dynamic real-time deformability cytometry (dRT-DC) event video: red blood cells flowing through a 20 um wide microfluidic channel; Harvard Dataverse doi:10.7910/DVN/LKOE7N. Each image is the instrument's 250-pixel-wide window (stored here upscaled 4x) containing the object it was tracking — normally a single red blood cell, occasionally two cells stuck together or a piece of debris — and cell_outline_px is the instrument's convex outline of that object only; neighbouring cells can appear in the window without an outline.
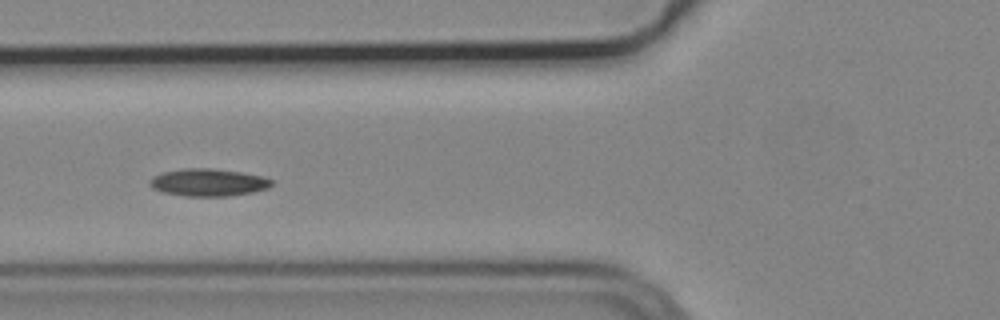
{"species": "common noctule bat (a hibernating species)", "species_latin": "Nyctalus noctula", "temperature_condition": "cold", "stored_images_in_passage": 8, "camera_frame_rate_fps": 3000, "um_per_image_px": 0.085, "animal": {"sex": "male", "body_mass_g": 19.2, "forearm_length_mm": 51.8}, "frame": {"image": 1, "passage_image": 6, "time_ms": 1.667, "image_size_px": [1000, 320], "cell_outline_px": [[272, 184], [268, 188], [252, 192], [228, 196], [184, 196], [164, 192], [152, 188], [148, 184], [148, 180], [152, 176], [160, 172], [184, 168], [212, 168], [240, 172], [264, 176], [272, 180]], "centroid_in_image_um": [17.66, 15.5], "position_along_channel_um": 108.1, "area_um2": 19.65}}
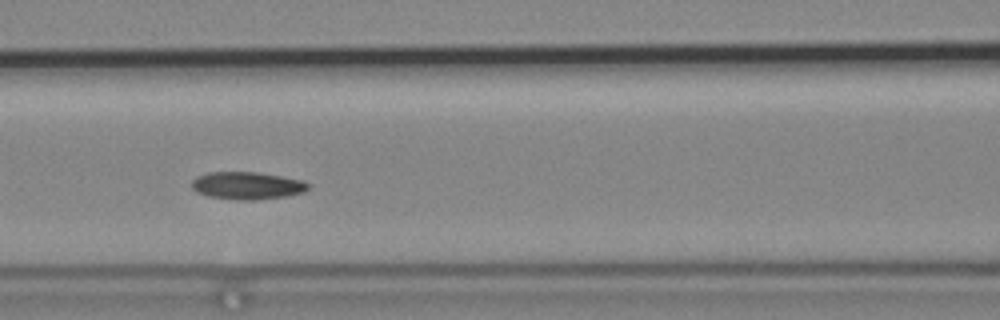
{"frame": {"image": 2, "passage_image": 7, "time_ms": 2.0, "image_size_px": [1000, 320], "cell_outline_px": [[308, 188], [304, 192], [284, 196], [256, 200], [232, 200], [208, 196], [196, 192], [192, 188], [192, 180], [196, 176], [208, 172], [256, 172], [304, 180], [308, 184]], "centroid_in_image_um": [20.97, 15.78], "position_along_channel_um": 145.6, "area_um2": 18.73}}
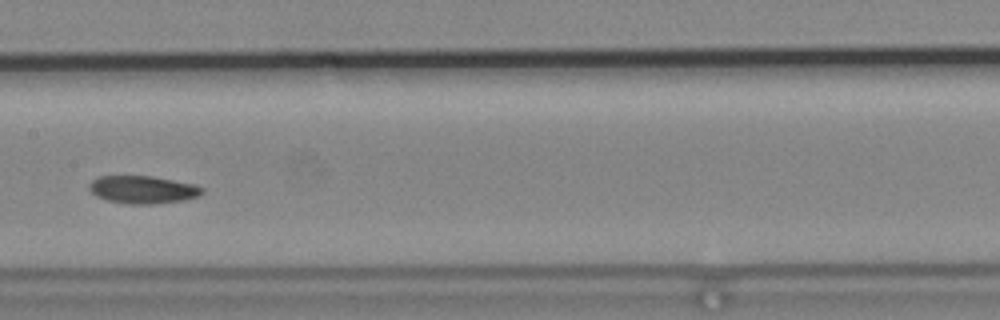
{"frame": {"image": 3, "passage_image": 8, "time_ms": 2.333, "image_size_px": [1000, 320], "cell_outline_px": [[204, 192], [200, 196], [184, 200], [152, 204], [128, 204], [108, 200], [96, 196], [88, 188], [88, 184], [92, 180], [100, 176], [152, 176], [192, 184], [204, 188]], "centroid_in_image_um": [12.14, 16.12], "position_along_channel_um": 195.3, "area_um2": 18.21}}